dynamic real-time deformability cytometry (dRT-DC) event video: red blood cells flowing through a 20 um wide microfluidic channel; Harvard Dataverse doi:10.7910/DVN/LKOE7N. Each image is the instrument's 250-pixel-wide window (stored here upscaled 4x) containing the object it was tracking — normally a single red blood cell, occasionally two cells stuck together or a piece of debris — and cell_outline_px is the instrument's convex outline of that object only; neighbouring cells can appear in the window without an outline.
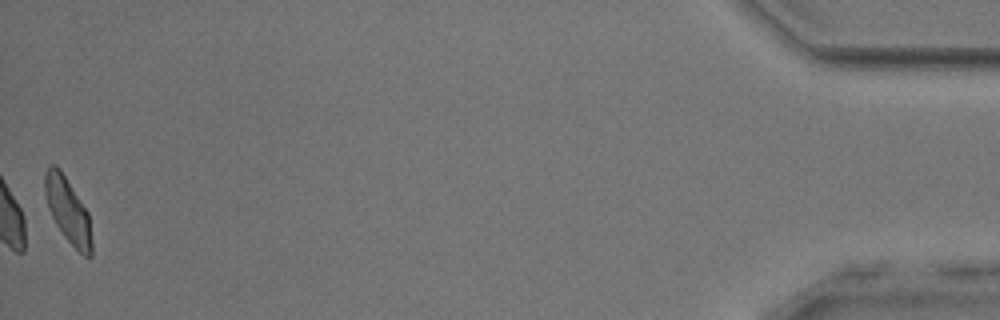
{"species": "common noctule bat (a hibernating species)", "species_latin": "Nyctalus noctula", "temperature_condition": "room temperature", "stored_images_in_passage": 54, "camera_frame_rate_fps": 3000, "um_per_image_px": 0.085, "animal": {"sex": "male", "body_mass_g": 17.9, "forearm_length_mm": 54.2}, "frame": {"image": 1, "passage_image": 54, "time_ms": 17.667, "image_size_px": [1000, 320], "cell_outline_px": [[92, 256], [84, 256], [64, 236], [56, 224], [48, 208], [44, 192], [44, 172], [48, 164], [56, 164], [60, 168], [88, 212], [92, 244]], "centroid_in_image_um": [5.74, 17.83], "position_along_channel_um": 429.5, "area_um2": 17.74}, "authors_computed_cell_mechanics": {"area_um2": 18.7561, "velocity_mm_per_s": 3.8216, "shape_relaxation_time_tau1_ms": 3.9652, "shape_relaxation_time_tau2_ms": 1.9182, "deformation_change_tau1": 0.15, "deformation_change_tau2": 0.0751}}